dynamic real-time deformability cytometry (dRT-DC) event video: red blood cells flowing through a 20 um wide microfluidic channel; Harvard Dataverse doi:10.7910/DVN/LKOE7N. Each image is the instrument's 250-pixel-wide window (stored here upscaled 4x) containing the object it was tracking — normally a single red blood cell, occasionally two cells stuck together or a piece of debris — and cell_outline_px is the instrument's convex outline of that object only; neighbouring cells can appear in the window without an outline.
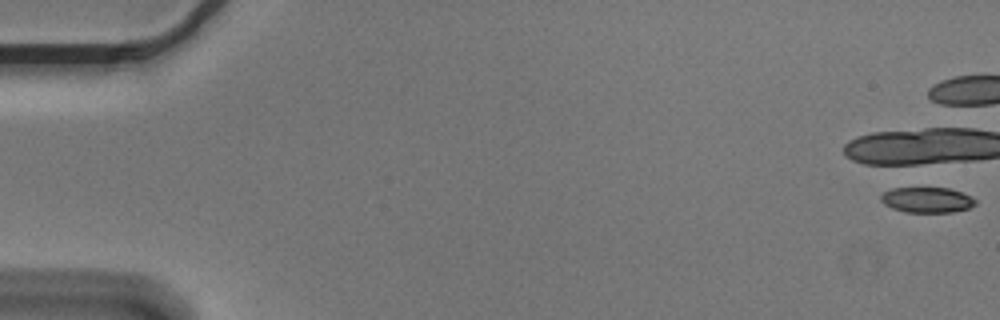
{"species": "Egyptian fruit bat (a non-hibernating species)", "species_latin": "Rousettus aegyptiacus", "temperature_condition": "cold", "stored_images_in_passage": 16, "camera_frame_rate_fps": 3000, "um_per_image_px": 0.085, "animal": {"sex": "male"}, "frame": {"image": 1, "passage_image": 1, "time_ms": 0.0, "image_size_px": [1000, 320], "cell_outline_px": [[976, 204], [968, 208], [952, 212], [904, 212], [892, 208], [884, 204], [880, 200], [880, 196], [884, 192], [892, 188], [948, 188], [972, 196], [976, 200]], "centroid_in_image_um": [78.78, 16.99], "position_along_channel_um": 6.2, "area_um2": 13.99}}
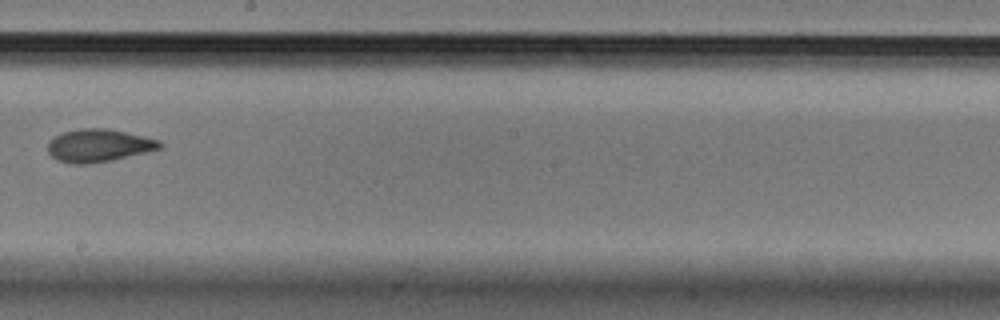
{"frame": {"image": 2, "passage_image": 10, "time_ms": 3.0, "image_size_px": [1000, 320], "cell_outline_px": [[164, 144], [160, 148], [112, 160], [88, 164], [72, 164], [56, 160], [48, 152], [48, 140], [52, 136], [64, 132], [80, 128], [108, 128], [144, 136], [160, 140]], "centroid_in_image_um": [8.35, 12.36], "position_along_channel_um": 239.9, "area_um2": 21.5}}
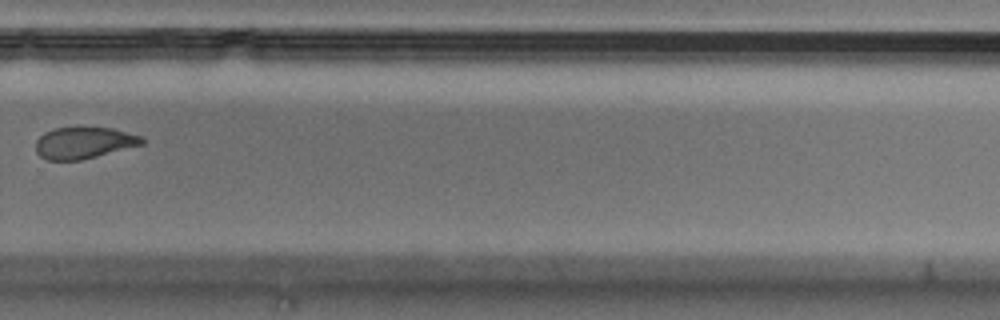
{"frame": {"image": 3, "passage_image": 12, "time_ms": 3.667, "image_size_px": [1000, 320], "cell_outline_px": [[144, 144], [80, 160], [48, 160], [40, 156], [36, 152], [36, 140], [44, 132], [56, 128], [76, 124], [112, 128], [140, 136], [144, 140]], "centroid_in_image_um": [7.1, 12.09], "position_along_channel_um": 322.7, "area_um2": 20.06}}